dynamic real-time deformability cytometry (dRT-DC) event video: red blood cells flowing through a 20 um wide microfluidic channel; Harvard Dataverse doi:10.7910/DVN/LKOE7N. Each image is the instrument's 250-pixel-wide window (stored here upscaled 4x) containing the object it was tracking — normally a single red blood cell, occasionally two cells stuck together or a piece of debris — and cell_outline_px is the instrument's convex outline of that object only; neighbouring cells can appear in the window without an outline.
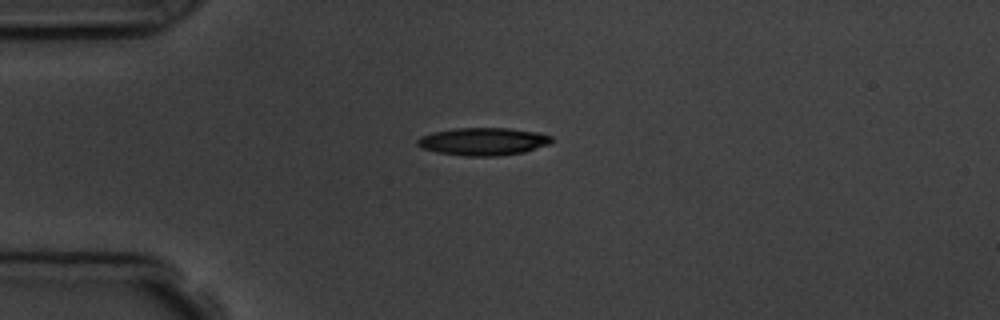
{"species": "common noctule bat (a hibernating species)", "species_latin": "Nyctalus noctula", "temperature_condition": "room temperature", "stored_images_in_passage": 2, "camera_frame_rate_fps": 3000, "um_per_image_px": 0.085, "animal": {"sex": "male", "body_mass_g": 19.5, "forearm_length_mm": 54.6}, "frame": {"image": 1, "passage_image": 1, "time_ms": 0.0, "image_size_px": [1000, 320], "cell_outline_px": [[556, 140], [548, 144], [524, 152], [500, 156], [468, 156], [436, 152], [420, 148], [416, 144], [416, 140], [420, 136], [432, 132], [456, 128], [508, 128], [536, 132], [552, 136]], "centroid_in_image_um": [41.05, 12.03], "position_along_channel_um": 44.0, "area_um2": 21.79}}